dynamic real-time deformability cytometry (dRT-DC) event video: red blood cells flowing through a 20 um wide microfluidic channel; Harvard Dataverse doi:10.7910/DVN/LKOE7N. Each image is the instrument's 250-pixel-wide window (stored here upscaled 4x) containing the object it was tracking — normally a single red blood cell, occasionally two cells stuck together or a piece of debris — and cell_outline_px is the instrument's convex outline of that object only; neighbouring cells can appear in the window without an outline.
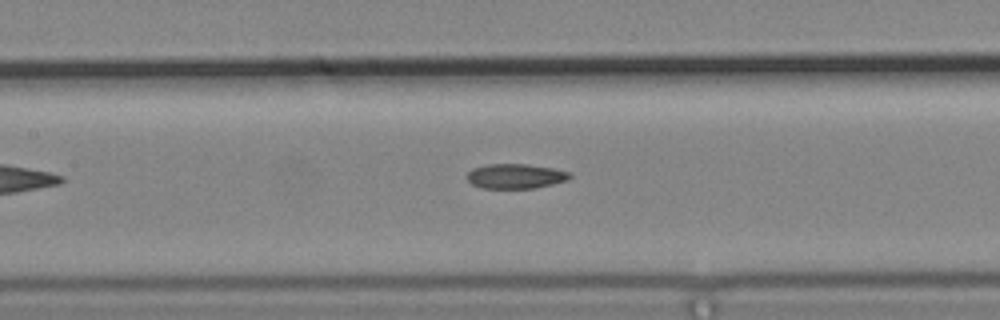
{"species": "common noctule bat (a hibernating species)", "species_latin": "Nyctalus noctula", "temperature_condition": "cold", "stored_images_in_passage": 7, "segment_of_instrument_passage": [2, 2], "camera_frame_rate_fps": 3000, "um_per_image_px": 0.085, "animal": {"sex": "male", "body_mass_g": 19.2, "forearm_length_mm": 51.8}, "frame": {"image": 1, "passage_image": 7, "time_ms": 2.0, "image_size_px": [1000, 320], "cell_outline_px": [[572, 176], [568, 180], [536, 188], [480, 188], [472, 184], [464, 176], [472, 168], [488, 164], [524, 164], [552, 168], [568, 172]], "centroid_in_image_um": [43.77, 14.98], "position_along_channel_um": 163.6, "area_um2": 14.85}}